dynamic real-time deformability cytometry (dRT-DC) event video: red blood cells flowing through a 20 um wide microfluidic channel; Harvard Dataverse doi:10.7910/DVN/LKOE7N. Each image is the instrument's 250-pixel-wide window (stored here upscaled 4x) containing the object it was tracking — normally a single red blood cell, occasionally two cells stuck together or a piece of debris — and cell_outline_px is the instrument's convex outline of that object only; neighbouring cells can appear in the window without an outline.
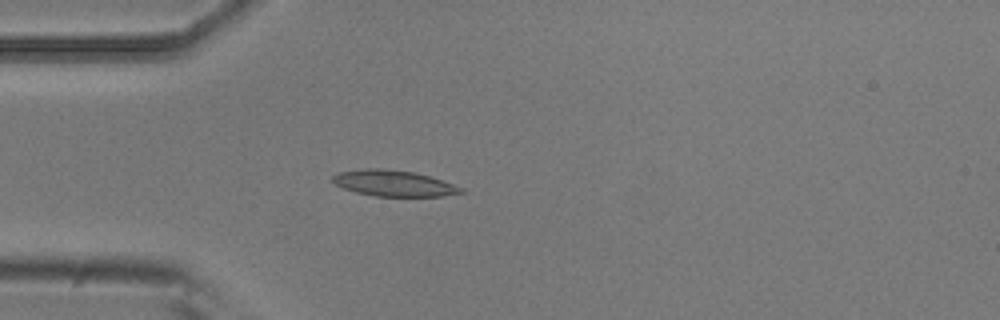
{"species": "common noctule bat (a hibernating species)", "species_latin": "Nyctalus noctula", "temperature_condition": "room temperature", "stored_images_in_passage": 3, "camera_frame_rate_fps": 3000, "um_per_image_px": 0.085, "animal": {"sex": "male", "body_mass_g": 20.5, "forearm_length_mm": 52.5}, "frame": {"image": 1, "passage_image": 3, "time_ms": 0.667, "image_size_px": [1000, 320], "cell_outline_px": [[464, 192], [444, 196], [376, 196], [356, 192], [344, 188], [336, 184], [332, 180], [332, 176], [340, 172], [364, 168], [384, 168], [412, 172], [428, 176], [464, 188]], "centroid_in_image_um": [33.45, 15.58], "position_along_channel_um": 51.5, "area_um2": 19.19}}